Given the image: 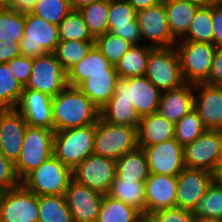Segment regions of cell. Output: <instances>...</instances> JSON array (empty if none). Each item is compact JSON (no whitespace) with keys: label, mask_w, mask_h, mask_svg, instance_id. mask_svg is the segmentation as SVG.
<instances>
[{"label":"cell","mask_w":222,"mask_h":222,"mask_svg":"<svg viewBox=\"0 0 222 222\" xmlns=\"http://www.w3.org/2000/svg\"><path fill=\"white\" fill-rule=\"evenodd\" d=\"M100 117L111 124L136 127L137 129L140 121L133 103L120 98H111L100 109Z\"/></svg>","instance_id":"cell-31"},{"label":"cell","mask_w":222,"mask_h":222,"mask_svg":"<svg viewBox=\"0 0 222 222\" xmlns=\"http://www.w3.org/2000/svg\"><path fill=\"white\" fill-rule=\"evenodd\" d=\"M177 177L149 174L145 181L146 216L156 210L176 207Z\"/></svg>","instance_id":"cell-22"},{"label":"cell","mask_w":222,"mask_h":222,"mask_svg":"<svg viewBox=\"0 0 222 222\" xmlns=\"http://www.w3.org/2000/svg\"><path fill=\"white\" fill-rule=\"evenodd\" d=\"M95 39L108 32L109 0H100L78 10Z\"/></svg>","instance_id":"cell-34"},{"label":"cell","mask_w":222,"mask_h":222,"mask_svg":"<svg viewBox=\"0 0 222 222\" xmlns=\"http://www.w3.org/2000/svg\"><path fill=\"white\" fill-rule=\"evenodd\" d=\"M154 48L147 44L132 45L115 65L119 78L141 77L145 75L150 52Z\"/></svg>","instance_id":"cell-28"},{"label":"cell","mask_w":222,"mask_h":222,"mask_svg":"<svg viewBox=\"0 0 222 222\" xmlns=\"http://www.w3.org/2000/svg\"><path fill=\"white\" fill-rule=\"evenodd\" d=\"M55 131L29 126L26 129L21 155L15 163L22 181L30 172L53 156Z\"/></svg>","instance_id":"cell-6"},{"label":"cell","mask_w":222,"mask_h":222,"mask_svg":"<svg viewBox=\"0 0 222 222\" xmlns=\"http://www.w3.org/2000/svg\"><path fill=\"white\" fill-rule=\"evenodd\" d=\"M180 40L212 43V5L197 9L187 33Z\"/></svg>","instance_id":"cell-36"},{"label":"cell","mask_w":222,"mask_h":222,"mask_svg":"<svg viewBox=\"0 0 222 222\" xmlns=\"http://www.w3.org/2000/svg\"><path fill=\"white\" fill-rule=\"evenodd\" d=\"M97 1H100V0H70V4L72 7V10L78 11L82 7L90 5V4L97 2Z\"/></svg>","instance_id":"cell-53"},{"label":"cell","mask_w":222,"mask_h":222,"mask_svg":"<svg viewBox=\"0 0 222 222\" xmlns=\"http://www.w3.org/2000/svg\"><path fill=\"white\" fill-rule=\"evenodd\" d=\"M206 130L197 111L192 109L175 123L174 139L184 146L197 139Z\"/></svg>","instance_id":"cell-41"},{"label":"cell","mask_w":222,"mask_h":222,"mask_svg":"<svg viewBox=\"0 0 222 222\" xmlns=\"http://www.w3.org/2000/svg\"><path fill=\"white\" fill-rule=\"evenodd\" d=\"M160 97L161 91L145 76L119 78L112 96L132 102L139 118L157 112Z\"/></svg>","instance_id":"cell-9"},{"label":"cell","mask_w":222,"mask_h":222,"mask_svg":"<svg viewBox=\"0 0 222 222\" xmlns=\"http://www.w3.org/2000/svg\"><path fill=\"white\" fill-rule=\"evenodd\" d=\"M136 11L157 5V0H127Z\"/></svg>","instance_id":"cell-51"},{"label":"cell","mask_w":222,"mask_h":222,"mask_svg":"<svg viewBox=\"0 0 222 222\" xmlns=\"http://www.w3.org/2000/svg\"><path fill=\"white\" fill-rule=\"evenodd\" d=\"M194 84L161 92L157 112L173 123H177L185 114L194 109Z\"/></svg>","instance_id":"cell-23"},{"label":"cell","mask_w":222,"mask_h":222,"mask_svg":"<svg viewBox=\"0 0 222 222\" xmlns=\"http://www.w3.org/2000/svg\"><path fill=\"white\" fill-rule=\"evenodd\" d=\"M149 174L146 155L140 147L116 160V176L122 180L145 182Z\"/></svg>","instance_id":"cell-29"},{"label":"cell","mask_w":222,"mask_h":222,"mask_svg":"<svg viewBox=\"0 0 222 222\" xmlns=\"http://www.w3.org/2000/svg\"><path fill=\"white\" fill-rule=\"evenodd\" d=\"M194 92V109L205 128L222 131V87L199 82L194 84Z\"/></svg>","instance_id":"cell-18"},{"label":"cell","mask_w":222,"mask_h":222,"mask_svg":"<svg viewBox=\"0 0 222 222\" xmlns=\"http://www.w3.org/2000/svg\"><path fill=\"white\" fill-rule=\"evenodd\" d=\"M15 109L29 126L54 130L52 97L36 90L23 89Z\"/></svg>","instance_id":"cell-20"},{"label":"cell","mask_w":222,"mask_h":222,"mask_svg":"<svg viewBox=\"0 0 222 222\" xmlns=\"http://www.w3.org/2000/svg\"><path fill=\"white\" fill-rule=\"evenodd\" d=\"M211 184L210 171L185 167L177 176L176 207L192 212Z\"/></svg>","instance_id":"cell-16"},{"label":"cell","mask_w":222,"mask_h":222,"mask_svg":"<svg viewBox=\"0 0 222 222\" xmlns=\"http://www.w3.org/2000/svg\"><path fill=\"white\" fill-rule=\"evenodd\" d=\"M4 192H5V190L0 189V205H1V200H2Z\"/></svg>","instance_id":"cell-59"},{"label":"cell","mask_w":222,"mask_h":222,"mask_svg":"<svg viewBox=\"0 0 222 222\" xmlns=\"http://www.w3.org/2000/svg\"><path fill=\"white\" fill-rule=\"evenodd\" d=\"M217 165H222V144L218 155Z\"/></svg>","instance_id":"cell-57"},{"label":"cell","mask_w":222,"mask_h":222,"mask_svg":"<svg viewBox=\"0 0 222 222\" xmlns=\"http://www.w3.org/2000/svg\"><path fill=\"white\" fill-rule=\"evenodd\" d=\"M185 1L196 5L197 7H208L217 4L220 0H185Z\"/></svg>","instance_id":"cell-54"},{"label":"cell","mask_w":222,"mask_h":222,"mask_svg":"<svg viewBox=\"0 0 222 222\" xmlns=\"http://www.w3.org/2000/svg\"><path fill=\"white\" fill-rule=\"evenodd\" d=\"M137 135L138 147L162 143L174 138L175 123L155 112L140 118Z\"/></svg>","instance_id":"cell-24"},{"label":"cell","mask_w":222,"mask_h":222,"mask_svg":"<svg viewBox=\"0 0 222 222\" xmlns=\"http://www.w3.org/2000/svg\"><path fill=\"white\" fill-rule=\"evenodd\" d=\"M108 195L134 207L146 216L145 182L122 180L116 176Z\"/></svg>","instance_id":"cell-30"},{"label":"cell","mask_w":222,"mask_h":222,"mask_svg":"<svg viewBox=\"0 0 222 222\" xmlns=\"http://www.w3.org/2000/svg\"><path fill=\"white\" fill-rule=\"evenodd\" d=\"M67 73L53 53L33 59L32 73L23 89L56 96L67 86Z\"/></svg>","instance_id":"cell-10"},{"label":"cell","mask_w":222,"mask_h":222,"mask_svg":"<svg viewBox=\"0 0 222 222\" xmlns=\"http://www.w3.org/2000/svg\"><path fill=\"white\" fill-rule=\"evenodd\" d=\"M28 124L16 109H5L0 114V152L17 162L21 155Z\"/></svg>","instance_id":"cell-19"},{"label":"cell","mask_w":222,"mask_h":222,"mask_svg":"<svg viewBox=\"0 0 222 222\" xmlns=\"http://www.w3.org/2000/svg\"><path fill=\"white\" fill-rule=\"evenodd\" d=\"M142 41L151 42L153 48L174 47L177 40L172 36L164 3L136 12Z\"/></svg>","instance_id":"cell-13"},{"label":"cell","mask_w":222,"mask_h":222,"mask_svg":"<svg viewBox=\"0 0 222 222\" xmlns=\"http://www.w3.org/2000/svg\"><path fill=\"white\" fill-rule=\"evenodd\" d=\"M72 170L54 155L30 172L21 184L38 196L65 195Z\"/></svg>","instance_id":"cell-5"},{"label":"cell","mask_w":222,"mask_h":222,"mask_svg":"<svg viewBox=\"0 0 222 222\" xmlns=\"http://www.w3.org/2000/svg\"><path fill=\"white\" fill-rule=\"evenodd\" d=\"M94 45L113 65H116L121 57L132 47V44L128 41L110 32L96 37Z\"/></svg>","instance_id":"cell-43"},{"label":"cell","mask_w":222,"mask_h":222,"mask_svg":"<svg viewBox=\"0 0 222 222\" xmlns=\"http://www.w3.org/2000/svg\"><path fill=\"white\" fill-rule=\"evenodd\" d=\"M164 5L170 32L178 41L187 33L199 7L185 0H168Z\"/></svg>","instance_id":"cell-27"},{"label":"cell","mask_w":222,"mask_h":222,"mask_svg":"<svg viewBox=\"0 0 222 222\" xmlns=\"http://www.w3.org/2000/svg\"><path fill=\"white\" fill-rule=\"evenodd\" d=\"M136 10L127 1L109 0L108 32L132 45H142V36L136 19Z\"/></svg>","instance_id":"cell-21"},{"label":"cell","mask_w":222,"mask_h":222,"mask_svg":"<svg viewBox=\"0 0 222 222\" xmlns=\"http://www.w3.org/2000/svg\"><path fill=\"white\" fill-rule=\"evenodd\" d=\"M59 27L31 11L25 12L24 36L20 40L21 56L37 58L53 53L59 43Z\"/></svg>","instance_id":"cell-7"},{"label":"cell","mask_w":222,"mask_h":222,"mask_svg":"<svg viewBox=\"0 0 222 222\" xmlns=\"http://www.w3.org/2000/svg\"><path fill=\"white\" fill-rule=\"evenodd\" d=\"M212 24V44L216 47H222V1L212 5Z\"/></svg>","instance_id":"cell-47"},{"label":"cell","mask_w":222,"mask_h":222,"mask_svg":"<svg viewBox=\"0 0 222 222\" xmlns=\"http://www.w3.org/2000/svg\"><path fill=\"white\" fill-rule=\"evenodd\" d=\"M21 185L15 163L0 152V189L9 190Z\"/></svg>","instance_id":"cell-45"},{"label":"cell","mask_w":222,"mask_h":222,"mask_svg":"<svg viewBox=\"0 0 222 222\" xmlns=\"http://www.w3.org/2000/svg\"><path fill=\"white\" fill-rule=\"evenodd\" d=\"M196 222H222V220H215V219H197Z\"/></svg>","instance_id":"cell-55"},{"label":"cell","mask_w":222,"mask_h":222,"mask_svg":"<svg viewBox=\"0 0 222 222\" xmlns=\"http://www.w3.org/2000/svg\"><path fill=\"white\" fill-rule=\"evenodd\" d=\"M186 83L206 82L211 73L217 47L212 43L178 40L175 44Z\"/></svg>","instance_id":"cell-3"},{"label":"cell","mask_w":222,"mask_h":222,"mask_svg":"<svg viewBox=\"0 0 222 222\" xmlns=\"http://www.w3.org/2000/svg\"><path fill=\"white\" fill-rule=\"evenodd\" d=\"M38 0H9L8 9L21 11V12H30Z\"/></svg>","instance_id":"cell-50"},{"label":"cell","mask_w":222,"mask_h":222,"mask_svg":"<svg viewBox=\"0 0 222 222\" xmlns=\"http://www.w3.org/2000/svg\"><path fill=\"white\" fill-rule=\"evenodd\" d=\"M221 144L222 131L206 130L197 139L183 146L184 166L211 172L217 165Z\"/></svg>","instance_id":"cell-14"},{"label":"cell","mask_w":222,"mask_h":222,"mask_svg":"<svg viewBox=\"0 0 222 222\" xmlns=\"http://www.w3.org/2000/svg\"><path fill=\"white\" fill-rule=\"evenodd\" d=\"M7 63L15 78L24 87L32 73L33 59L25 56H19L11 59Z\"/></svg>","instance_id":"cell-46"},{"label":"cell","mask_w":222,"mask_h":222,"mask_svg":"<svg viewBox=\"0 0 222 222\" xmlns=\"http://www.w3.org/2000/svg\"><path fill=\"white\" fill-rule=\"evenodd\" d=\"M21 56L19 42L0 41V63H7L15 57Z\"/></svg>","instance_id":"cell-48"},{"label":"cell","mask_w":222,"mask_h":222,"mask_svg":"<svg viewBox=\"0 0 222 222\" xmlns=\"http://www.w3.org/2000/svg\"><path fill=\"white\" fill-rule=\"evenodd\" d=\"M206 83L212 85L222 84V47H217L211 73Z\"/></svg>","instance_id":"cell-49"},{"label":"cell","mask_w":222,"mask_h":222,"mask_svg":"<svg viewBox=\"0 0 222 222\" xmlns=\"http://www.w3.org/2000/svg\"><path fill=\"white\" fill-rule=\"evenodd\" d=\"M8 63H0V108L15 109L23 91Z\"/></svg>","instance_id":"cell-37"},{"label":"cell","mask_w":222,"mask_h":222,"mask_svg":"<svg viewBox=\"0 0 222 222\" xmlns=\"http://www.w3.org/2000/svg\"><path fill=\"white\" fill-rule=\"evenodd\" d=\"M138 147L137 128L115 125L99 117L95 124L93 154L118 160Z\"/></svg>","instance_id":"cell-4"},{"label":"cell","mask_w":222,"mask_h":222,"mask_svg":"<svg viewBox=\"0 0 222 222\" xmlns=\"http://www.w3.org/2000/svg\"><path fill=\"white\" fill-rule=\"evenodd\" d=\"M118 73L91 74L78 88L101 109L114 95Z\"/></svg>","instance_id":"cell-26"},{"label":"cell","mask_w":222,"mask_h":222,"mask_svg":"<svg viewBox=\"0 0 222 222\" xmlns=\"http://www.w3.org/2000/svg\"><path fill=\"white\" fill-rule=\"evenodd\" d=\"M159 3H164V2H166V1H168V0H157Z\"/></svg>","instance_id":"cell-60"},{"label":"cell","mask_w":222,"mask_h":222,"mask_svg":"<svg viewBox=\"0 0 222 222\" xmlns=\"http://www.w3.org/2000/svg\"><path fill=\"white\" fill-rule=\"evenodd\" d=\"M62 41H94L79 11L72 10L58 25Z\"/></svg>","instance_id":"cell-40"},{"label":"cell","mask_w":222,"mask_h":222,"mask_svg":"<svg viewBox=\"0 0 222 222\" xmlns=\"http://www.w3.org/2000/svg\"><path fill=\"white\" fill-rule=\"evenodd\" d=\"M104 194L71 180L65 198L74 222H96Z\"/></svg>","instance_id":"cell-17"},{"label":"cell","mask_w":222,"mask_h":222,"mask_svg":"<svg viewBox=\"0 0 222 222\" xmlns=\"http://www.w3.org/2000/svg\"><path fill=\"white\" fill-rule=\"evenodd\" d=\"M139 222H152L148 216H144Z\"/></svg>","instance_id":"cell-58"},{"label":"cell","mask_w":222,"mask_h":222,"mask_svg":"<svg viewBox=\"0 0 222 222\" xmlns=\"http://www.w3.org/2000/svg\"><path fill=\"white\" fill-rule=\"evenodd\" d=\"M54 131L96 124L100 109L78 88L67 85L52 98Z\"/></svg>","instance_id":"cell-1"},{"label":"cell","mask_w":222,"mask_h":222,"mask_svg":"<svg viewBox=\"0 0 222 222\" xmlns=\"http://www.w3.org/2000/svg\"><path fill=\"white\" fill-rule=\"evenodd\" d=\"M94 46V41H62L56 45L53 52L67 73L73 66L81 61Z\"/></svg>","instance_id":"cell-35"},{"label":"cell","mask_w":222,"mask_h":222,"mask_svg":"<svg viewBox=\"0 0 222 222\" xmlns=\"http://www.w3.org/2000/svg\"><path fill=\"white\" fill-rule=\"evenodd\" d=\"M148 217L152 222H196L197 220L191 211L178 207L159 209Z\"/></svg>","instance_id":"cell-44"},{"label":"cell","mask_w":222,"mask_h":222,"mask_svg":"<svg viewBox=\"0 0 222 222\" xmlns=\"http://www.w3.org/2000/svg\"><path fill=\"white\" fill-rule=\"evenodd\" d=\"M72 174L79 184L106 195L116 177V160L91 154L72 170Z\"/></svg>","instance_id":"cell-11"},{"label":"cell","mask_w":222,"mask_h":222,"mask_svg":"<svg viewBox=\"0 0 222 222\" xmlns=\"http://www.w3.org/2000/svg\"><path fill=\"white\" fill-rule=\"evenodd\" d=\"M71 11L70 0H38L31 10L34 15L55 25H59Z\"/></svg>","instance_id":"cell-42"},{"label":"cell","mask_w":222,"mask_h":222,"mask_svg":"<svg viewBox=\"0 0 222 222\" xmlns=\"http://www.w3.org/2000/svg\"><path fill=\"white\" fill-rule=\"evenodd\" d=\"M9 0H0V9L1 8H8Z\"/></svg>","instance_id":"cell-56"},{"label":"cell","mask_w":222,"mask_h":222,"mask_svg":"<svg viewBox=\"0 0 222 222\" xmlns=\"http://www.w3.org/2000/svg\"><path fill=\"white\" fill-rule=\"evenodd\" d=\"M117 73L115 65L94 45L84 58L67 72V84L78 87L91 74Z\"/></svg>","instance_id":"cell-25"},{"label":"cell","mask_w":222,"mask_h":222,"mask_svg":"<svg viewBox=\"0 0 222 222\" xmlns=\"http://www.w3.org/2000/svg\"><path fill=\"white\" fill-rule=\"evenodd\" d=\"M39 222H74L65 195L39 196Z\"/></svg>","instance_id":"cell-33"},{"label":"cell","mask_w":222,"mask_h":222,"mask_svg":"<svg viewBox=\"0 0 222 222\" xmlns=\"http://www.w3.org/2000/svg\"><path fill=\"white\" fill-rule=\"evenodd\" d=\"M143 217L134 207L106 194L96 222H139Z\"/></svg>","instance_id":"cell-32"},{"label":"cell","mask_w":222,"mask_h":222,"mask_svg":"<svg viewBox=\"0 0 222 222\" xmlns=\"http://www.w3.org/2000/svg\"><path fill=\"white\" fill-rule=\"evenodd\" d=\"M2 222H39V196L22 184L6 190L0 205Z\"/></svg>","instance_id":"cell-12"},{"label":"cell","mask_w":222,"mask_h":222,"mask_svg":"<svg viewBox=\"0 0 222 222\" xmlns=\"http://www.w3.org/2000/svg\"><path fill=\"white\" fill-rule=\"evenodd\" d=\"M192 213L196 219L222 220V188L212 183Z\"/></svg>","instance_id":"cell-38"},{"label":"cell","mask_w":222,"mask_h":222,"mask_svg":"<svg viewBox=\"0 0 222 222\" xmlns=\"http://www.w3.org/2000/svg\"><path fill=\"white\" fill-rule=\"evenodd\" d=\"M161 92L185 84L175 47L154 48L149 55L144 75Z\"/></svg>","instance_id":"cell-8"},{"label":"cell","mask_w":222,"mask_h":222,"mask_svg":"<svg viewBox=\"0 0 222 222\" xmlns=\"http://www.w3.org/2000/svg\"><path fill=\"white\" fill-rule=\"evenodd\" d=\"M146 155L150 174L177 177L185 168L183 146L174 138L162 143L140 147Z\"/></svg>","instance_id":"cell-15"},{"label":"cell","mask_w":222,"mask_h":222,"mask_svg":"<svg viewBox=\"0 0 222 222\" xmlns=\"http://www.w3.org/2000/svg\"><path fill=\"white\" fill-rule=\"evenodd\" d=\"M95 124L55 131L53 155L71 170L93 154Z\"/></svg>","instance_id":"cell-2"},{"label":"cell","mask_w":222,"mask_h":222,"mask_svg":"<svg viewBox=\"0 0 222 222\" xmlns=\"http://www.w3.org/2000/svg\"><path fill=\"white\" fill-rule=\"evenodd\" d=\"M212 183L222 188V165H216L211 171Z\"/></svg>","instance_id":"cell-52"},{"label":"cell","mask_w":222,"mask_h":222,"mask_svg":"<svg viewBox=\"0 0 222 222\" xmlns=\"http://www.w3.org/2000/svg\"><path fill=\"white\" fill-rule=\"evenodd\" d=\"M25 12L0 9V41L20 42L24 36Z\"/></svg>","instance_id":"cell-39"},{"label":"cell","mask_w":222,"mask_h":222,"mask_svg":"<svg viewBox=\"0 0 222 222\" xmlns=\"http://www.w3.org/2000/svg\"><path fill=\"white\" fill-rule=\"evenodd\" d=\"M111 1H127V0H111Z\"/></svg>","instance_id":"cell-61"}]
</instances>
